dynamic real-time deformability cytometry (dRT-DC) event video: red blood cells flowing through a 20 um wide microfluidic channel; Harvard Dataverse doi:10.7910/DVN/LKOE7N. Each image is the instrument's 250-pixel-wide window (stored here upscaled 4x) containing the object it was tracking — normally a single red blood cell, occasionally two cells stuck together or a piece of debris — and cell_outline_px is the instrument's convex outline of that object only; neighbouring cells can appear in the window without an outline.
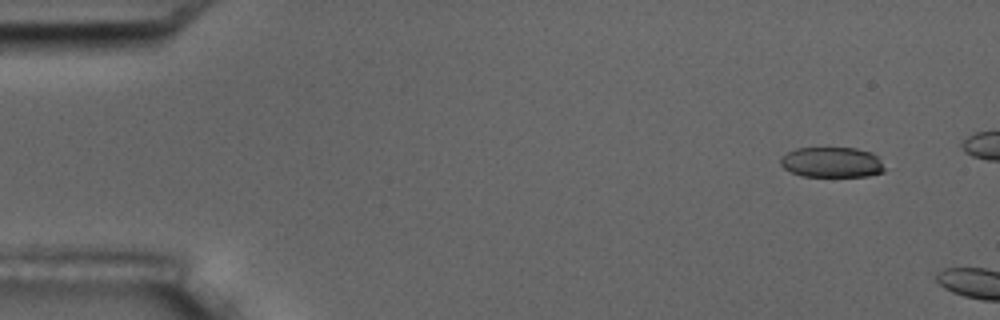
{"species": "common noctule bat (a hibernating species)", "species_latin": "Nyctalus noctula", "temperature_condition": "room temperature", "stored_images_in_passage": 3, "camera_frame_rate_fps": 3000, "um_per_image_px": 0.085, "animal": {"sex": "male", "body_mass_g": 17.5, "forearm_length_mm": 52.3}, "frame": {"image": 1, "passage_image": 2, "time_ms": 1.0, "image_size_px": [1000, 320], "cell_outline_px": [[884, 172], [868, 176], [800, 176], [784, 168], [780, 164], [780, 156], [796, 148], [856, 148], [872, 152], [876, 156], [884, 168]], "centroid_in_image_um": [70.68, 13.79], "position_along_channel_um": 14.3, "area_um2": 18.38}}